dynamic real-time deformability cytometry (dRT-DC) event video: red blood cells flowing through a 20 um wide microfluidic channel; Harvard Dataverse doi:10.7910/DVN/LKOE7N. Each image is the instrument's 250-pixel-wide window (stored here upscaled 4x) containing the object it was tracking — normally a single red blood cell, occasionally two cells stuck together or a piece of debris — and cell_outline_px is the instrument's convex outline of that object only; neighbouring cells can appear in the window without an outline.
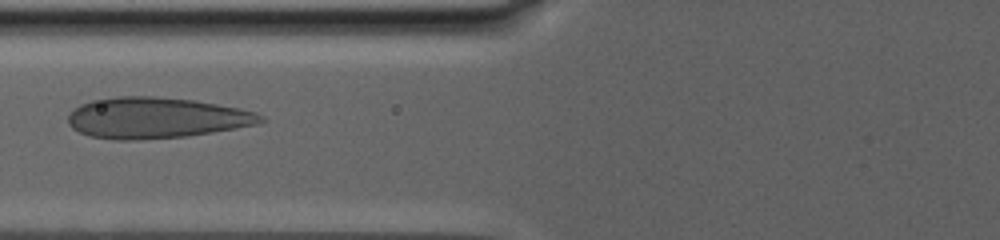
{"species": "human", "species_latin": "Homo sapiens", "temperature_condition": "warm", "stored_images_in_passage": 22, "camera_frame_rate_fps": 3000, "um_per_image_px": 0.085, "donor": {"sex": "male"}, "frame": {"image": 1, "passage_image": 6, "time_ms": 2.0, "image_size_px": [1000, 240], "cell_outline_px": [[268, 120], [256, 124], [184, 136], [136, 140], [116, 140], [88, 136], [72, 128], [68, 124], [68, 116], [80, 104], [92, 100], [116, 96], [152, 96], [192, 100], [216, 104], [256, 112], [264, 116]], "centroid_in_image_um": [13.22, 10.01], "position_along_channel_um": 112.6, "area_um2": 45.55}}
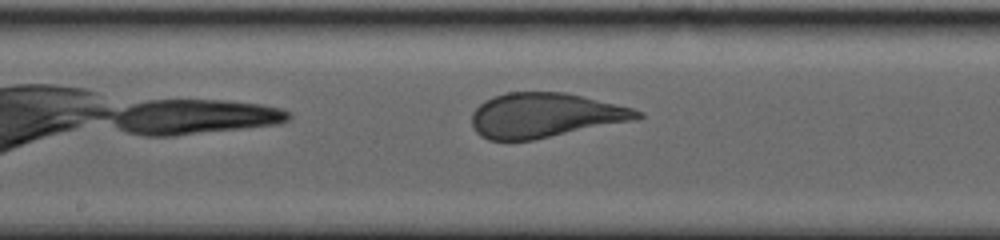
{"frame": {"image": 2, "passage_image": 16, "time_ms": 5.333, "image_size_px": [1000, 240], "cell_outline_px": [[644, 116], [636, 120], [532, 140], [488, 140], [480, 136], [472, 128], [472, 112], [484, 100], [492, 96], [508, 92], [564, 92], [632, 108], [644, 112]], "centroid_in_image_um": [46.3, 9.8], "position_along_channel_um": 201.9, "area_um2": 43.0}}
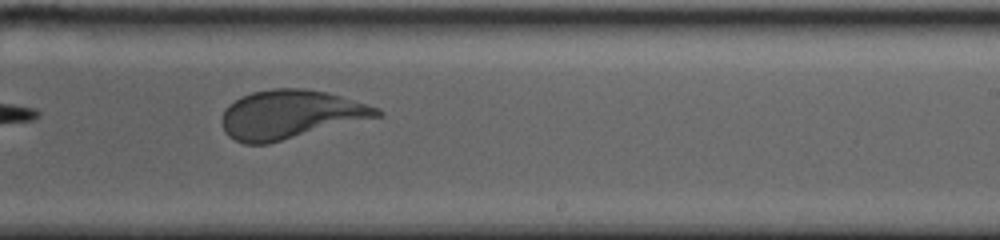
{"frame": {"image": 3, "passage_image": 19, "time_ms": 7.667, "image_size_px": [1000, 240], "cell_outline_px": [[384, 112], [380, 116], [268, 144], [244, 144], [228, 136], [224, 132], [220, 120], [224, 108], [228, 104], [240, 96], [252, 92], [272, 88], [304, 88], [328, 92], [380, 108]], "centroid_in_image_um": [24.64, 9.72], "position_along_channel_um": 264.4, "area_um2": 44.27}}